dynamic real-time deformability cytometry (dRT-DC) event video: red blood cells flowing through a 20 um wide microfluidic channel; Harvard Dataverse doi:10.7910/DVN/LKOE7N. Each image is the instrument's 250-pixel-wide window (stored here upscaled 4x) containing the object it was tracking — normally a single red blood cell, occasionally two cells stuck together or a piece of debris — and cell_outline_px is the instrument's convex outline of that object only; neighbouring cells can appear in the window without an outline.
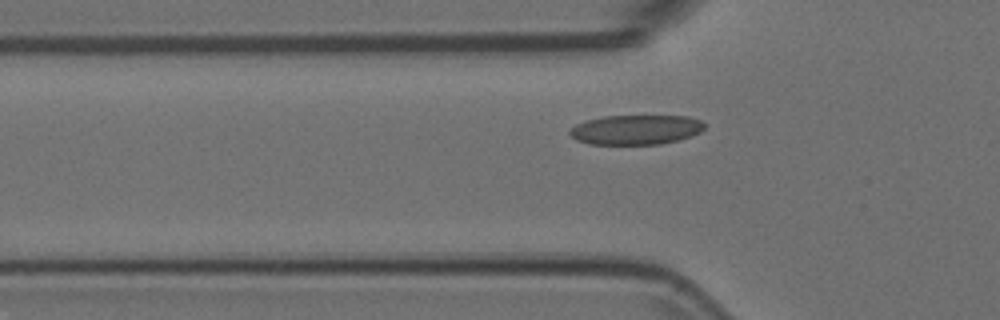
{"species": "Egyptian fruit bat (a non-hibernating species)", "species_latin": "Rousettus aegyptiacus", "temperature_condition": "room temperature", "stored_images_in_passage": 41, "camera_frame_rate_fps": 3000, "um_per_image_px": 0.085, "animal": {"sex": "female"}, "frame": {"image": 1, "passage_image": 10, "time_ms": 3.0, "image_size_px": [1000, 320], "cell_outline_px": [[704, 128], [700, 132], [692, 136], [660, 144], [588, 144], [576, 140], [568, 132], [576, 124], [584, 120], [604, 116], [688, 116], [700, 120], [704, 124]], "centroid_in_image_um": [54.03, 11.02], "position_along_channel_um": 71.8, "area_um2": 23.29}}
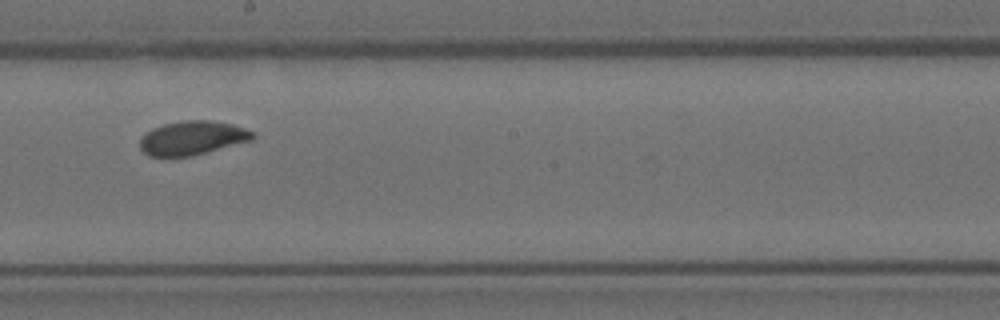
{"frame": {"image": 2, "passage_image": 23, "time_ms": 7.333, "image_size_px": [1000, 320], "cell_outline_px": [[256, 136], [252, 140], [192, 156], [148, 156], [140, 148], [140, 136], [152, 128], [164, 124], [184, 120], [208, 120], [232, 124], [244, 128], [252, 132]], "centroid_in_image_um": [16.32, 11.72], "position_along_channel_um": 231.9, "area_um2": 22.25}}
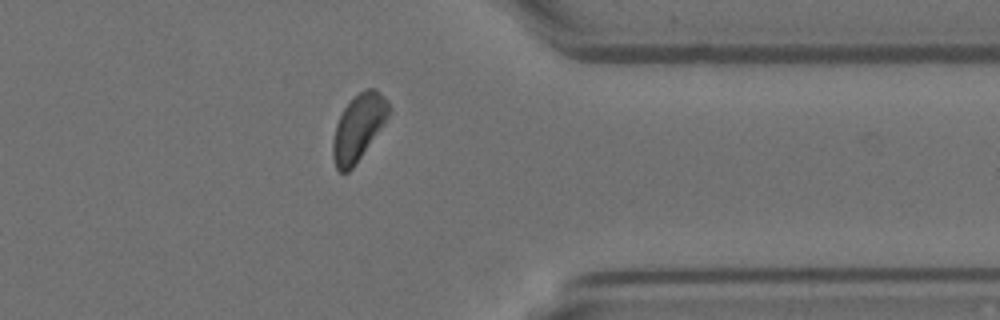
{"frame": {"image": 3, "passage_image": 36, "time_ms": 11.667, "image_size_px": [1000, 320], "cell_outline_px": [[388, 116], [352, 168], [348, 172], [340, 172], [336, 168], [332, 156], [332, 140], [336, 124], [344, 108], [364, 88], [376, 88], [388, 100]], "centroid_in_image_um": [30.43, 10.82], "position_along_channel_um": 381.0, "area_um2": 20.92}}